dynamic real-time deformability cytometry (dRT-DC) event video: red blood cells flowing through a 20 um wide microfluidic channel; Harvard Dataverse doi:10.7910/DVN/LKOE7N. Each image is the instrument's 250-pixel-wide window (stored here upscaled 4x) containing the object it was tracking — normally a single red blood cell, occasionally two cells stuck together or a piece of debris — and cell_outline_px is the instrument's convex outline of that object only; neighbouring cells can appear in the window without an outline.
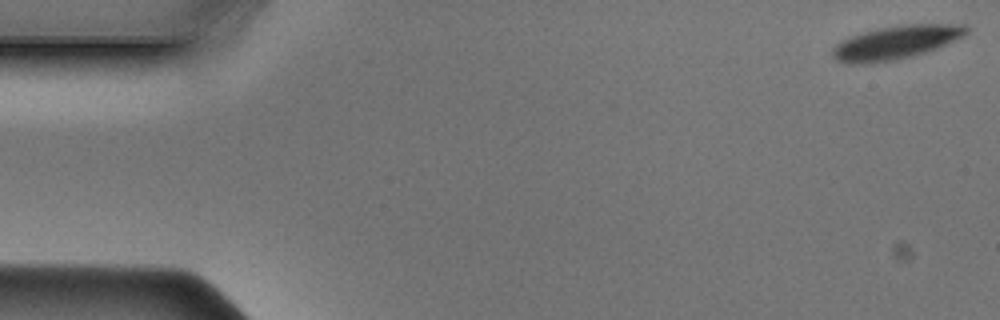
{"species": "Egyptian fruit bat (a non-hibernating species)", "species_latin": "Rousettus aegyptiacus", "temperature_condition": "cold", "stored_images_in_passage": 11, "camera_frame_rate_fps": 3000, "um_per_image_px": 0.085, "animal": {"sex": "male"}, "frame": {"image": 1, "passage_image": 1, "time_ms": 0.0, "image_size_px": [1000, 320], "cell_outline_px": [[968, 32], [964, 36], [928, 52], [896, 60], [864, 64], [848, 64], [836, 60], [832, 56], [832, 48], [840, 40], [876, 28], [900, 24], [968, 24]], "centroid_in_image_um": [76.15, 3.61], "position_along_channel_um": 8.9, "area_um2": 26.47}}